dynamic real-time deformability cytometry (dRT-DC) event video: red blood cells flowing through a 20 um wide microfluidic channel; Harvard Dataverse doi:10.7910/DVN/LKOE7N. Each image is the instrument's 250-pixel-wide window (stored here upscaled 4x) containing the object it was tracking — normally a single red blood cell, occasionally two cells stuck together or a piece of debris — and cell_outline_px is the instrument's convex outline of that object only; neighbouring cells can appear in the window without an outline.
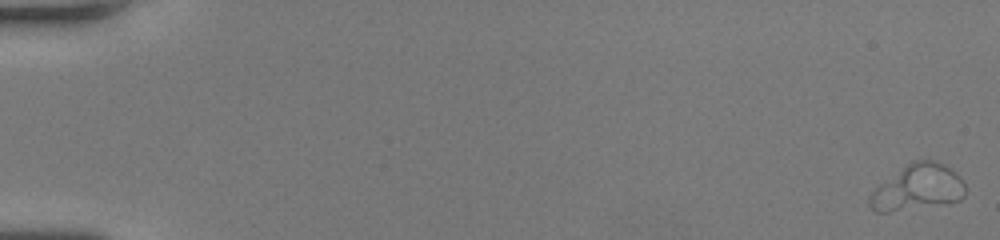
{"species": "human", "species_latin": "Homo sapiens", "temperature_condition": "room temperature", "stored_images_in_passage": 53, "camera_frame_rate_fps": 3000, "um_per_image_px": 0.085, "donor": {"sex": "female"}, "frame": {"image": 1, "passage_image": 1, "time_ms": 0.0, "image_size_px": [1000, 240], "cell_outline_px": [[964, 196], [960, 200], [888, 212], [876, 212], [868, 204], [868, 196], [876, 188], [908, 164], [916, 160], [932, 160], [948, 168], [964, 184]], "centroid_in_image_um": [77.95, 15.96], "position_along_channel_um": 7.0, "area_um2": 24.33}}
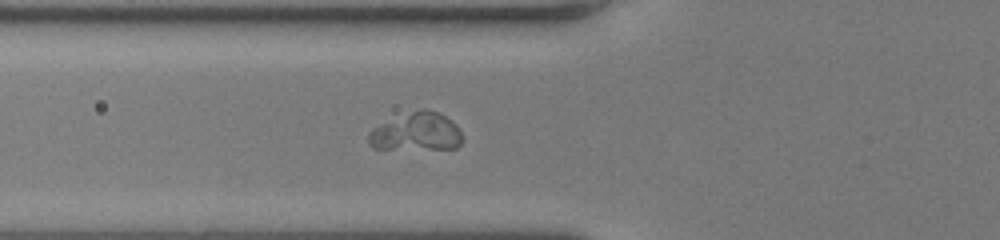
{"frame": {"image": 2, "passage_image": 22, "time_ms": 7.0, "image_size_px": [1000, 240], "cell_outline_px": [[464, 140], [456, 148], [372, 148], [368, 144], [368, 132], [372, 128], [380, 124], [412, 112], [424, 108], [428, 108], [444, 116], [456, 124], [464, 136]], "centroid_in_image_um": [35.42, 11.22], "position_along_channel_um": 90.4, "area_um2": 20.52}}
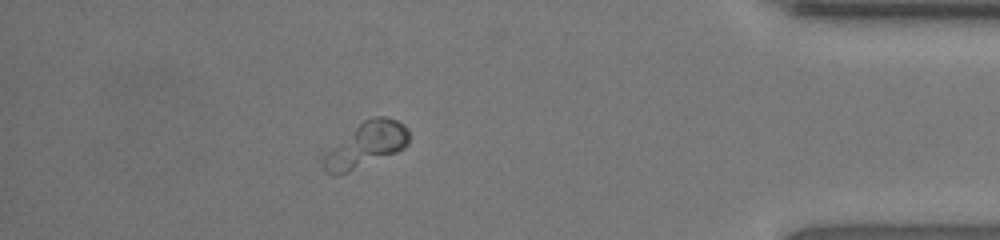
{"frame": {"image": 3, "passage_image": 48, "time_ms": 15.667, "image_size_px": [1000, 240], "cell_outline_px": [[408, 144], [404, 148], [396, 152], [348, 172], [336, 176], [332, 176], [324, 172], [324, 156], [328, 152], [364, 120], [372, 116], [384, 116], [396, 120], [404, 124], [408, 128]], "centroid_in_image_um": [31.15, 12.32], "position_along_channel_um": 404.0, "area_um2": 21.68}}